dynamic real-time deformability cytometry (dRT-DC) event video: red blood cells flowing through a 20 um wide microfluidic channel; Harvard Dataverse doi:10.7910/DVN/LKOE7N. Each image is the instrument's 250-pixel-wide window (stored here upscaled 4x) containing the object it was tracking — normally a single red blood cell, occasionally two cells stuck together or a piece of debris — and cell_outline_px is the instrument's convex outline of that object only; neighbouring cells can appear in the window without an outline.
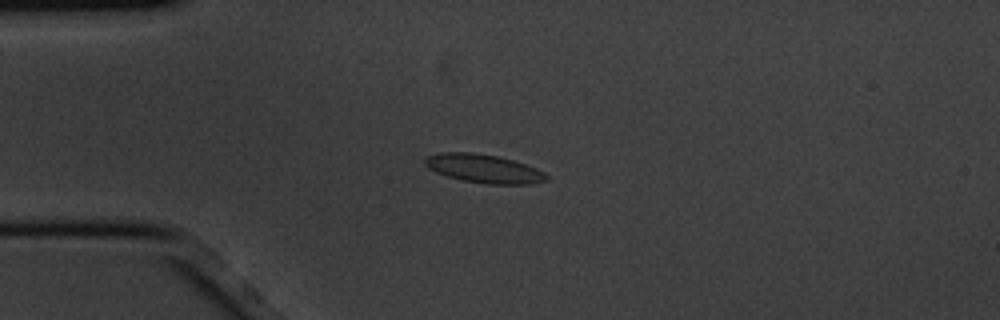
{"species": "common noctule bat (a hibernating species)", "species_latin": "Nyctalus noctula", "temperature_condition": "cold", "stored_images_in_passage": 5, "camera_frame_rate_fps": 3000, "um_per_image_px": 0.085, "animal": {"sex": "male", "body_mass_g": 20.1, "forearm_length_mm": 53.5}, "frame": {"image": 1, "passage_image": 2, "time_ms": 0.333, "image_size_px": [1000, 320], "cell_outline_px": [[548, 180], [532, 184], [488, 184], [460, 180], [436, 172], [428, 168], [424, 164], [424, 156], [440, 152], [472, 152], [496, 156], [512, 160], [536, 168], [544, 172], [548, 176]], "centroid_in_image_um": [41.09, 14.33], "position_along_channel_um": 43.9, "area_um2": 20.29}}
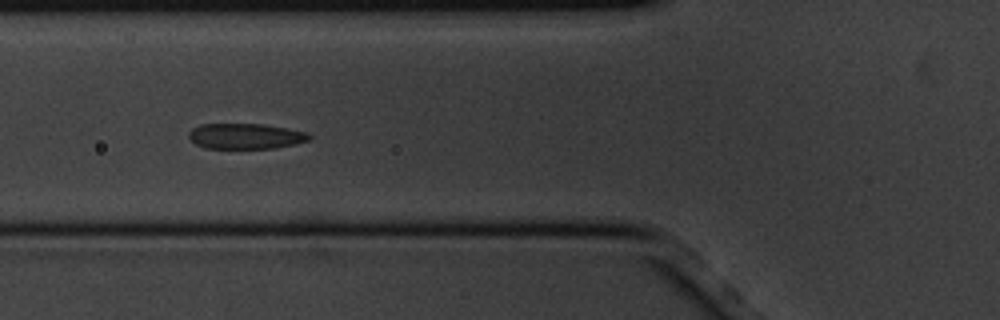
{"frame": {"image": 2, "passage_image": 4, "time_ms": 1.0, "image_size_px": [1000, 320], "cell_outline_px": [[312, 136], [308, 140], [296, 144], [272, 148], [204, 148], [196, 144], [188, 136], [188, 132], [192, 128], [200, 124], [264, 124], [288, 128], [308, 132]], "centroid_in_image_um": [20.88, 11.57], "position_along_channel_um": 104.9, "area_um2": 17.98}}
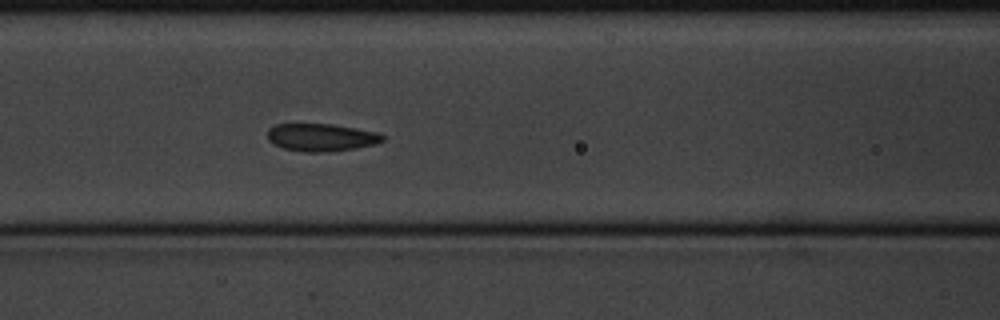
{"frame": {"image": 3, "passage_image": 5, "time_ms": 1.333, "image_size_px": [1000, 320], "cell_outline_px": [[384, 140], [376, 144], [356, 148], [328, 152], [304, 152], [284, 148], [272, 144], [268, 140], [268, 128], [276, 124], [332, 124], [356, 128], [376, 132], [384, 136]], "centroid_in_image_um": [27.29, 11.68], "position_along_channel_um": 139.3, "area_um2": 18.61}}